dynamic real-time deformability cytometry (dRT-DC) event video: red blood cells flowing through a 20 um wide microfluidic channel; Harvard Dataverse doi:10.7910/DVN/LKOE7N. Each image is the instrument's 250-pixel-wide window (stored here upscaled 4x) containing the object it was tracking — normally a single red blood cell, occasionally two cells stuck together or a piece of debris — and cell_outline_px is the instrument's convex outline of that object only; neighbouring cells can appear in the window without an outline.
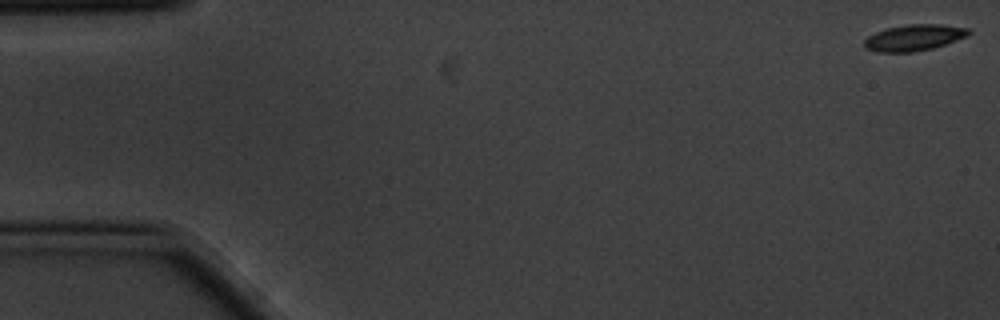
{"species": "common noctule bat (a hibernating species)", "species_latin": "Nyctalus noctula", "temperature_condition": "cold", "stored_images_in_passage": 5, "camera_frame_rate_fps": 3000, "um_per_image_px": 0.085, "animal": {"sex": "male", "body_mass_g": 20.1, "forearm_length_mm": 53.5}, "frame": {"image": 1, "passage_image": 1, "time_ms": 0.0, "image_size_px": [1000, 320], "cell_outline_px": [[972, 32], [968, 36], [932, 48], [912, 52], [876, 52], [864, 48], [864, 40], [868, 36], [876, 32], [888, 28], [908, 24], [940, 24], [968, 28]], "centroid_in_image_um": [77.68, 3.2], "position_along_channel_um": 7.3, "area_um2": 15.9}}